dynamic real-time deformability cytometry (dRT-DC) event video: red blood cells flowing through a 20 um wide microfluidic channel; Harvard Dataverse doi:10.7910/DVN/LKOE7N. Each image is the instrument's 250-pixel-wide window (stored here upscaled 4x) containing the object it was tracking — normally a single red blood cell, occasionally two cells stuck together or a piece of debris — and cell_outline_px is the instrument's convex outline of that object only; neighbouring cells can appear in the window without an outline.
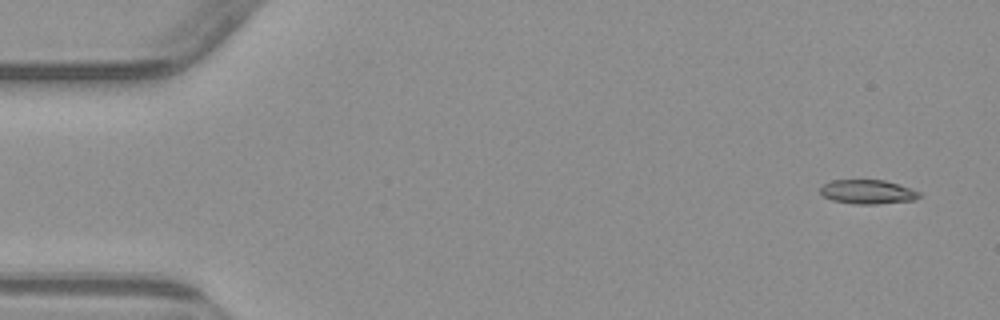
{"species": "common noctule bat (a hibernating species)", "species_latin": "Nyctalus noctula", "temperature_condition": "warm", "stored_images_in_passage": 6, "camera_frame_rate_fps": 3000, "um_per_image_px": 0.085, "animal": {"sex": "male", "body_mass_g": 23.1, "forearm_length_mm": 52.7}, "frame": {"image": 1, "passage_image": 1, "time_ms": 0.0, "image_size_px": [1000, 320], "cell_outline_px": [[920, 196], [916, 200], [876, 204], [856, 204], [832, 200], [824, 196], [820, 192], [820, 188], [824, 184], [832, 180], [884, 180], [920, 192]], "centroid_in_image_um": [73.74, 16.31], "position_along_channel_um": 11.3, "area_um2": 13.76}}
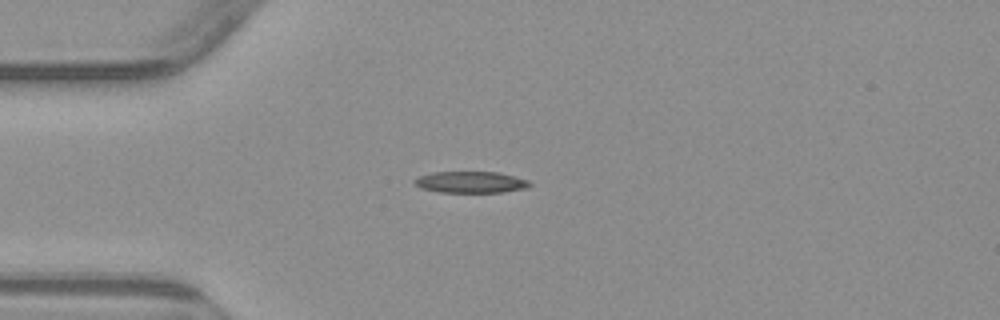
{"frame": {"image": 2, "passage_image": 4, "time_ms": 3.667, "image_size_px": [1000, 320], "cell_outline_px": [[532, 184], [528, 188], [504, 192], [440, 192], [420, 188], [412, 180], [420, 176], [432, 172], [500, 172], [528, 180]], "centroid_in_image_um": [40.04, 15.48], "position_along_channel_um": 45.0, "area_um2": 14.45}}
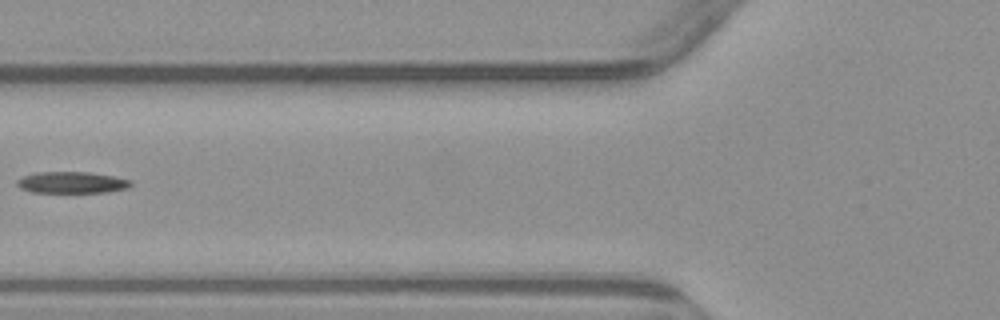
{"frame": {"image": 3, "passage_image": 6, "time_ms": 6.0, "image_size_px": [1000, 320], "cell_outline_px": [[132, 184], [128, 188], [108, 192], [32, 192], [20, 188], [16, 184], [16, 180], [24, 176], [36, 172], [88, 172], [112, 176], [132, 180]], "centroid_in_image_um": [6.1, 15.51], "position_along_channel_um": 119.7, "area_um2": 14.22}}